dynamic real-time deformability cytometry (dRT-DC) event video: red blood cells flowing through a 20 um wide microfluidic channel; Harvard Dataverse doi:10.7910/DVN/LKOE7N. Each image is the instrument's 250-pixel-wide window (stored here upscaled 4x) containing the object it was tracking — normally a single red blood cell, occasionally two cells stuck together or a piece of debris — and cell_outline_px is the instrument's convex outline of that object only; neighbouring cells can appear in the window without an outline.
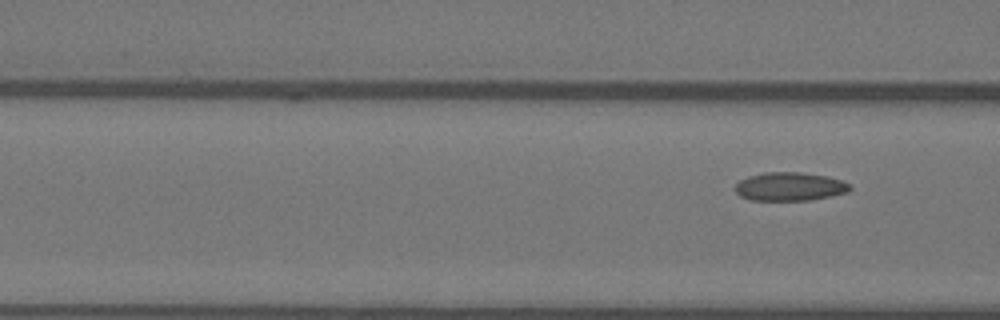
{"species": "Egyptian fruit bat (a non-hibernating species)", "species_latin": "Rousettus aegyptiacus", "temperature_condition": "warm", "stored_images_in_passage": 4, "segment_of_instrument_passage": [2, 2], "camera_frame_rate_fps": 3000, "um_per_image_px": 0.085, "animal": {"sex": "female"}, "frame": {"image": 1, "passage_image": 4, "time_ms": 1.0, "image_size_px": [1000, 320], "cell_outline_px": [[852, 188], [848, 192], [832, 196], [808, 200], [752, 200], [740, 196], [736, 192], [736, 184], [740, 180], [748, 176], [764, 172], [800, 172], [828, 176], [840, 180], [848, 184]], "centroid_in_image_um": [67.13, 15.85], "position_along_channel_um": 99.5, "area_um2": 19.02}}